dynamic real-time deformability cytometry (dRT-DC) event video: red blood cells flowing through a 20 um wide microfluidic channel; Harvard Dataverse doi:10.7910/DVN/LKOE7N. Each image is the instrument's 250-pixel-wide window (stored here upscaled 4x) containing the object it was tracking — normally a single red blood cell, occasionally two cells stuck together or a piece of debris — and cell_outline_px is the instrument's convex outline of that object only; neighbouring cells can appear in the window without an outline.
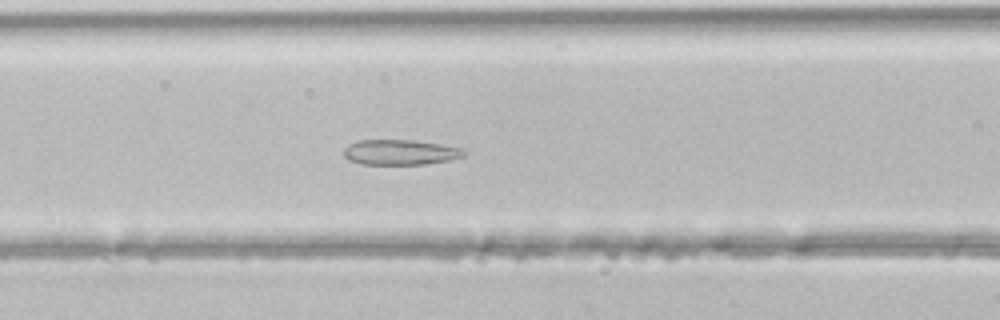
{"species": "common noctule bat (a hibernating species)", "species_latin": "Nyctalus noctula", "temperature_condition": "room temperature", "stored_images_in_passage": 42, "camera_frame_rate_fps": 3000, "um_per_image_px": 0.085, "animal": {"sex": "male", "body_mass_g": 21.5, "forearm_length_mm": 52.0}, "frame": {"image": 1, "passage_image": 19, "time_ms": 6.0, "image_size_px": [1000, 320], "cell_outline_px": [[468, 152], [464, 156], [452, 160], [424, 164], [360, 164], [348, 160], [344, 156], [344, 148], [348, 144], [356, 140], [412, 140], [440, 144], [460, 148]], "centroid_in_image_um": [34.01, 12.94], "position_along_channel_um": 132.6, "area_um2": 17.8}}
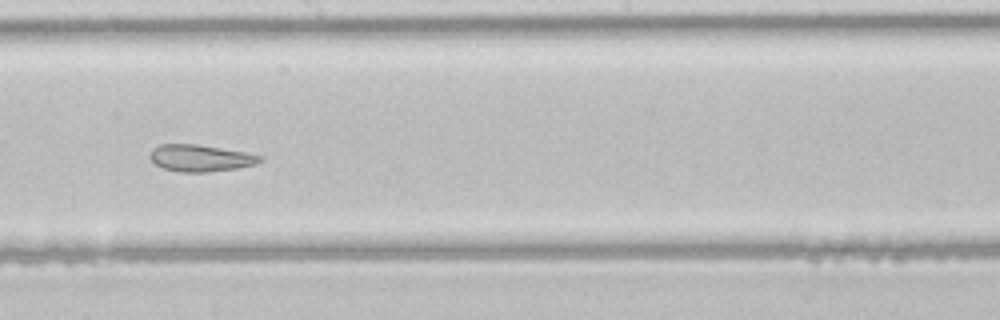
{"frame": {"image": 2, "passage_image": 26, "time_ms": 8.333, "image_size_px": [1000, 320], "cell_outline_px": [[264, 160], [256, 164], [236, 168], [208, 172], [180, 172], [164, 168], [156, 164], [148, 156], [152, 148], [160, 144], [196, 144], [244, 152], [260, 156]], "centroid_in_image_um": [17.01, 13.43], "position_along_channel_um": 231.2, "area_um2": 17.05}}
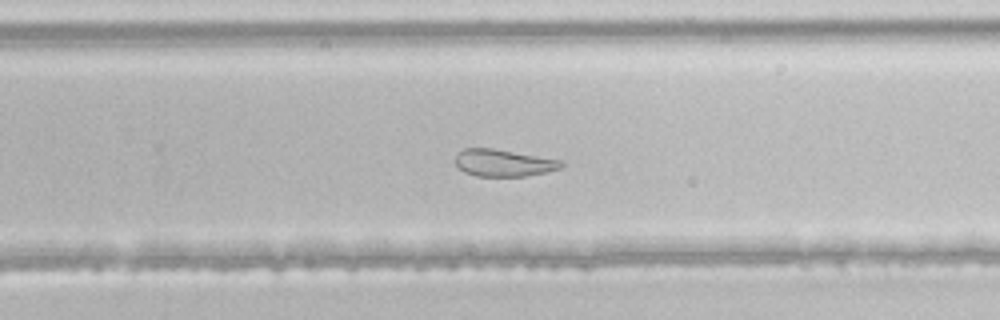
{"frame": {"image": 3, "passage_image": 30, "time_ms": 9.667, "image_size_px": [1000, 320], "cell_outline_px": [[564, 164], [560, 168], [544, 172], [524, 176], [476, 176], [464, 172], [456, 164], [456, 156], [464, 148], [492, 148], [564, 160]], "centroid_in_image_um": [42.82, 13.84], "position_along_channel_um": 287.0, "area_um2": 16.59}}